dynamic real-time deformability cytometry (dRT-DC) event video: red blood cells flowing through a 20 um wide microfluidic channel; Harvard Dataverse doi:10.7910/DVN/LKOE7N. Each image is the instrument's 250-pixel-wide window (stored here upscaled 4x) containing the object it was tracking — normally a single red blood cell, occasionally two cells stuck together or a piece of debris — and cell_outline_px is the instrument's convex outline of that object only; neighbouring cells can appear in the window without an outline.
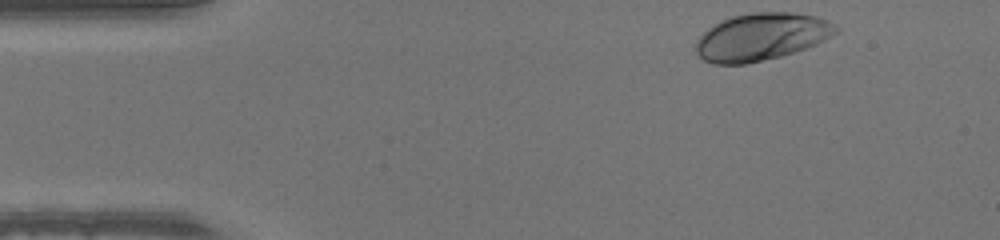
{"species": "human", "species_latin": "Homo sapiens", "temperature_condition": "warm", "stored_images_in_passage": 36, "camera_frame_rate_fps": 3000, "um_per_image_px": 0.085, "donor": {"sex": "male"}, "frame": {"image": 1, "passage_image": 1, "time_ms": 0.0, "image_size_px": [1000, 240], "cell_outline_px": [[840, 32], [816, 44], [780, 56], [744, 64], [712, 64], [704, 60], [696, 52], [696, 40], [712, 24], [720, 20], [732, 16], [752, 12], [792, 12], [816, 16], [836, 24], [840, 28]], "centroid_in_image_um": [64.72, 3.11], "position_along_channel_um": 20.3, "area_um2": 38.73}}
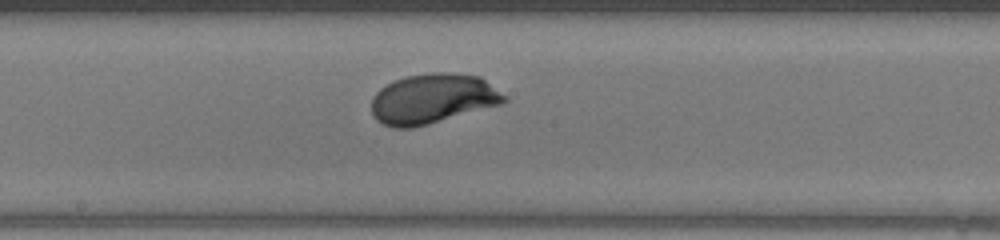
{"frame": {"image": 2, "passage_image": 21, "time_ms": 6.667, "image_size_px": [1000, 240], "cell_outline_px": [[508, 100], [504, 104], [428, 124], [412, 128], [392, 128], [376, 120], [372, 116], [372, 96], [380, 88], [396, 80], [408, 76], [432, 72], [448, 72], [480, 76], [508, 96]], "centroid_in_image_um": [36.81, 8.4], "position_along_channel_um": 211.4, "area_um2": 38.9}}
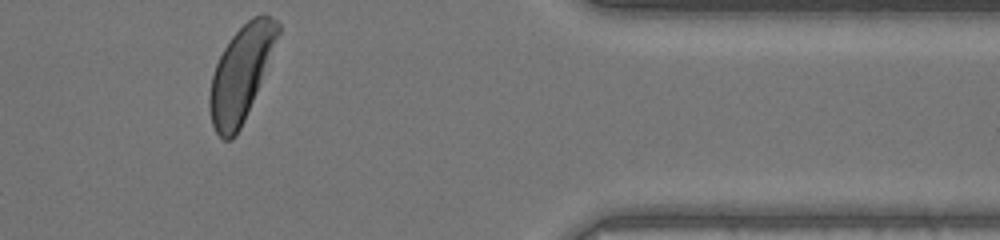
{"frame": {"image": 3, "passage_image": 36, "time_ms": 11.667, "image_size_px": [1000, 240], "cell_outline_px": [[280, 32], [256, 92], [244, 120], [236, 136], [232, 140], [224, 140], [216, 132], [212, 124], [208, 104], [208, 96], [212, 76], [216, 64], [224, 48], [232, 36], [252, 16], [260, 12], [264, 12], [276, 20], [280, 24]], "centroid_in_image_um": [20.47, 6.24], "position_along_channel_um": 390.9, "area_um2": 37.17}}